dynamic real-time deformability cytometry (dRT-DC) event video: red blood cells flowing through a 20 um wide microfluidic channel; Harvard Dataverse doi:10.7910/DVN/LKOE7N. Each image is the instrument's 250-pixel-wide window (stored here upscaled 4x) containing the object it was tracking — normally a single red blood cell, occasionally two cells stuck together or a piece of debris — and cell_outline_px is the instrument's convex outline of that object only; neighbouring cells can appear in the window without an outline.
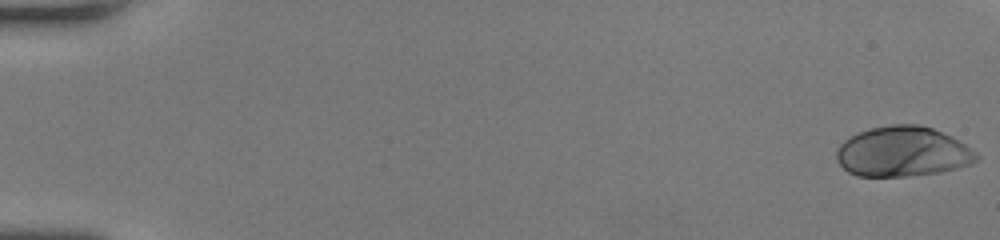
{"species": "human", "species_latin": "Homo sapiens", "temperature_condition": "room temperature", "stored_images_in_passage": 46, "camera_frame_rate_fps": 3000, "um_per_image_px": 0.085, "donor": {"sex": "female"}, "frame": {"image": 1, "passage_image": 1, "time_ms": 0.0, "image_size_px": [1000, 240], "cell_outline_px": [[980, 160], [972, 164], [940, 172], [908, 176], [856, 176], [848, 172], [836, 160], [836, 148], [848, 136], [872, 128], [892, 124], [916, 124], [932, 128], [952, 136], [976, 152], [980, 156]], "centroid_in_image_um": [76.73, 12.89], "position_along_channel_um": 8.3, "area_um2": 41.04}}
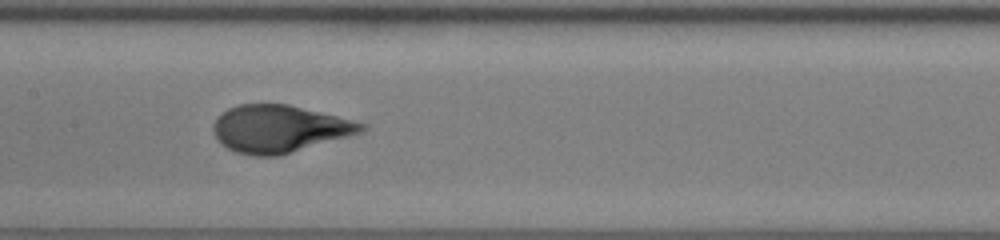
{"frame": {"image": 2, "passage_image": 27, "time_ms": 8.667, "image_size_px": [1000, 240], "cell_outline_px": [[368, 128], [360, 132], [348, 136], [276, 156], [252, 156], [236, 152], [220, 144], [216, 140], [212, 132], [212, 124], [216, 116], [228, 108], [240, 104], [288, 104], [368, 124]], "centroid_in_image_um": [23.67, 10.94], "position_along_channel_um": 183.7, "area_um2": 40.75}}
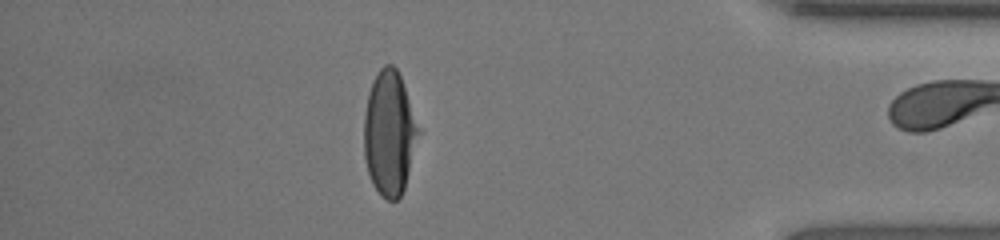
{"frame": {"image": 3, "passage_image": 45, "time_ms": 14.667, "image_size_px": [1000, 240], "cell_outline_px": [[420, 132], [404, 188], [400, 196], [396, 200], [388, 200], [380, 196], [372, 184], [368, 172], [364, 156], [364, 112], [368, 92], [372, 80], [376, 72], [384, 64], [392, 64], [396, 68], [400, 76]], "centroid_in_image_um": [33.06, 11.32], "position_along_channel_um": 402.1, "area_um2": 39.36}, "authors_computed_cell_mechanics": {"area_um2": 40.7201, "velocity_mm_per_s": 4.1961, "shape_relaxation_time_tau1_ms": 4.603, "shape_relaxation_time_tau2_ms": null, "deformation_change_tau1": 0.264, "deformation_change_tau2": null}}